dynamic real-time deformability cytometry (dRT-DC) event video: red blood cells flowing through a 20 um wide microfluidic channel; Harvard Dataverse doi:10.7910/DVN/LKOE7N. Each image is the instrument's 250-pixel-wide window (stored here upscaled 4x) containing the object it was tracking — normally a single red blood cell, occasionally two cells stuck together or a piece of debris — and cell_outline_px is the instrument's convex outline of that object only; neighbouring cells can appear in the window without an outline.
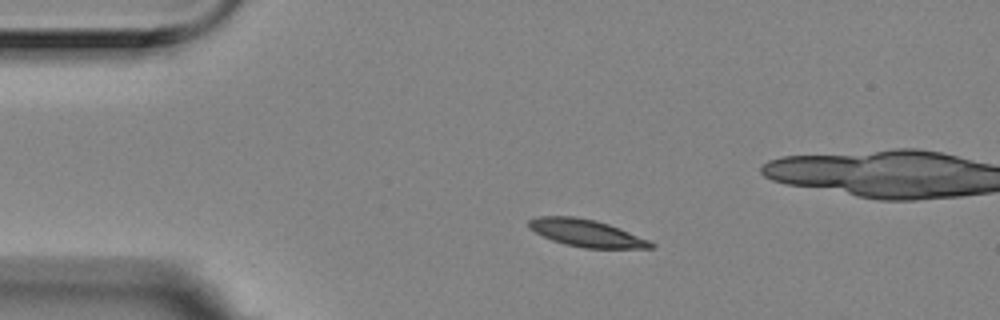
{"species": "Egyptian fruit bat (a non-hibernating species)", "species_latin": "Rousettus aegyptiacus", "temperature_condition": "room temperature", "stored_images_in_passage": 5, "camera_frame_rate_fps": 3000, "um_per_image_px": 0.085, "animal": {"sex": "female"}, "frame": {"image": 1, "passage_image": 3, "time_ms": 0.667, "image_size_px": [1000, 320], "cell_outline_px": [[656, 248], [584, 248], [564, 244], [552, 240], [528, 228], [528, 220], [536, 216], [576, 216], [596, 220], [620, 228], [648, 240], [656, 244]], "centroid_in_image_um": [49.83, 19.8], "position_along_channel_um": 35.2, "area_um2": 19.42}}